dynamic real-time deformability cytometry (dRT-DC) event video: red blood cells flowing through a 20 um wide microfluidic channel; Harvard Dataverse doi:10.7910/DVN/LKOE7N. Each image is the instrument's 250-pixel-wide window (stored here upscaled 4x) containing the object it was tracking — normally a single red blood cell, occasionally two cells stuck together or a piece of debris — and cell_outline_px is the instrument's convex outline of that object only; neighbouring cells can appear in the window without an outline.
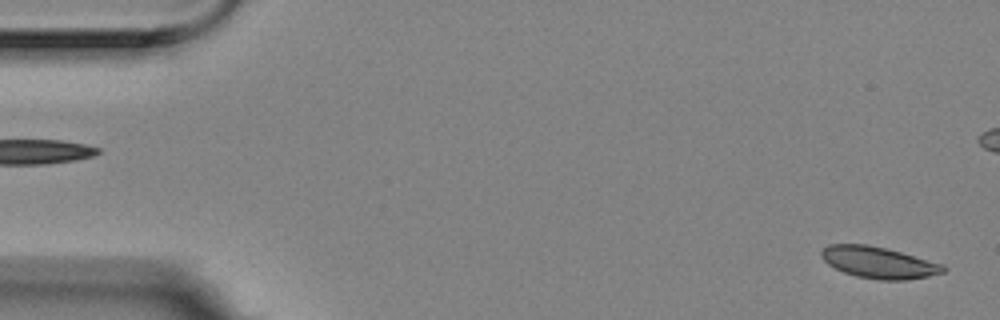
{"species": "Egyptian fruit bat (a non-hibernating species)", "species_latin": "Rousettus aegyptiacus", "temperature_condition": "room temperature", "stored_images_in_passage": 5, "camera_frame_rate_fps": 3000, "um_per_image_px": 0.085, "animal": {"sex": "female"}, "frame": {"image": 1, "passage_image": 5, "time_ms": 1.333, "image_size_px": [1000, 320], "cell_outline_px": [[948, 268], [944, 272], [928, 276], [908, 280], [880, 280], [856, 276], [844, 272], [828, 264], [820, 256], [820, 252], [828, 244], [868, 244], [900, 252], [944, 264]], "centroid_in_image_um": [74.7, 22.31], "position_along_channel_um": 10.3, "area_um2": 22.37}}